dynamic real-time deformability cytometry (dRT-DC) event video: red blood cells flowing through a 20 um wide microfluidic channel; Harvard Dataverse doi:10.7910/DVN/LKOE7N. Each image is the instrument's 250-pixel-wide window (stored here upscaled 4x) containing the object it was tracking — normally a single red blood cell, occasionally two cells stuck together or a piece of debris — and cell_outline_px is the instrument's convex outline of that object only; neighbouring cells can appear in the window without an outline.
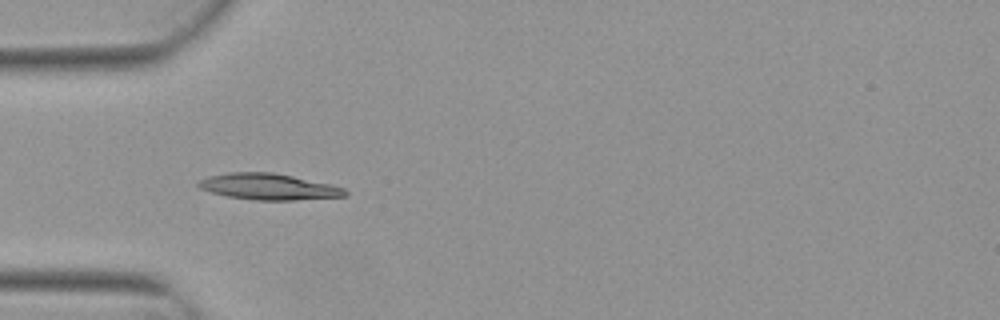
{"species": "Egyptian fruit bat (a non-hibernating species)", "species_latin": "Rousettus aegyptiacus", "temperature_condition": "warm", "stored_images_in_passage": 4, "camera_frame_rate_fps": 3000, "um_per_image_px": 0.085, "animal": {"sex": "female"}, "frame": {"image": 1, "passage_image": 3, "time_ms": 0.667, "image_size_px": [1000, 320], "cell_outline_px": [[348, 196], [296, 200], [252, 200], [228, 196], [212, 192], [200, 188], [196, 184], [200, 180], [208, 176], [228, 172], [272, 172], [332, 184], [344, 188], [348, 192]], "centroid_in_image_um": [22.86, 15.87], "position_along_channel_um": 62.1, "area_um2": 22.43}}
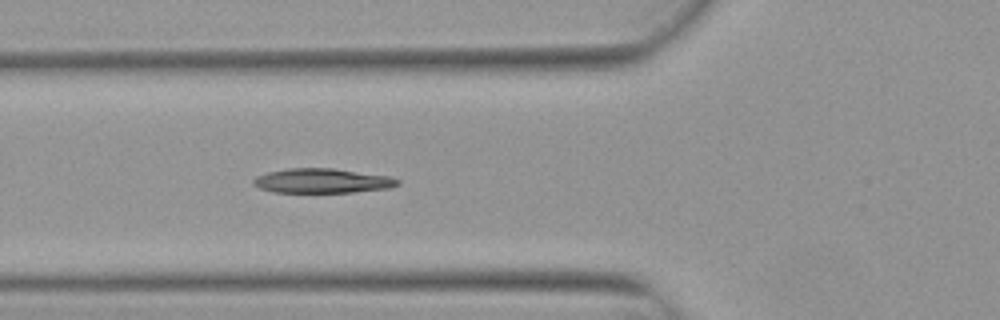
{"frame": {"image": 2, "passage_image": 4, "time_ms": 1.0, "image_size_px": [1000, 320], "cell_outline_px": [[400, 184], [388, 188], [352, 192], [272, 192], [260, 188], [252, 184], [252, 180], [256, 176], [268, 172], [288, 168], [332, 168], [392, 176], [400, 180]], "centroid_in_image_um": [27.39, 15.36], "position_along_channel_um": 98.4, "area_um2": 20.69}}